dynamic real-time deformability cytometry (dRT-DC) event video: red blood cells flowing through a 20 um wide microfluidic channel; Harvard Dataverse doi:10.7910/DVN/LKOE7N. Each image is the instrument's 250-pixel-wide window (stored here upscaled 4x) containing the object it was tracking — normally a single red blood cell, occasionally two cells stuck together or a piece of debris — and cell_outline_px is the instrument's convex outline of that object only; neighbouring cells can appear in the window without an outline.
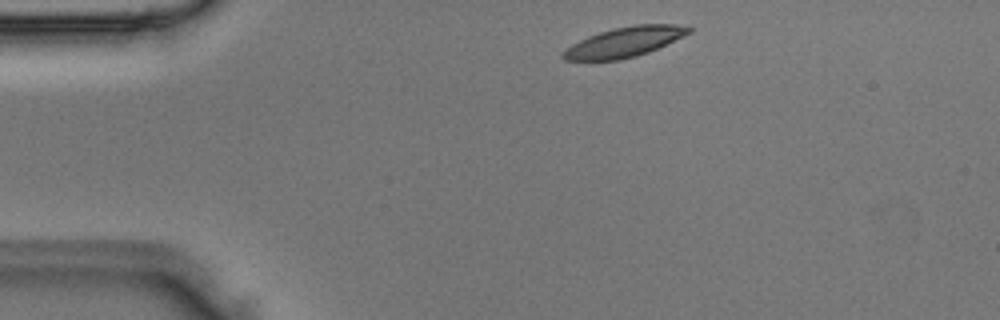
{"species": "Egyptian fruit bat (a non-hibernating species)", "species_latin": "Rousettus aegyptiacus", "temperature_condition": "room temperature", "stored_images_in_passage": 6, "camera_frame_rate_fps": 3000, "um_per_image_px": 0.085, "animal": {"sex": "male"}, "frame": {"image": 1, "passage_image": 1, "time_ms": 0.0, "image_size_px": [1000, 320], "cell_outline_px": [[692, 32], [648, 52], [636, 56], [620, 60], [564, 60], [560, 56], [560, 52], [572, 44], [588, 36], [612, 28], [636, 24], [676, 24], [692, 28]], "centroid_in_image_um": [53.05, 3.57], "position_along_channel_um": 32.0, "area_um2": 21.91}}
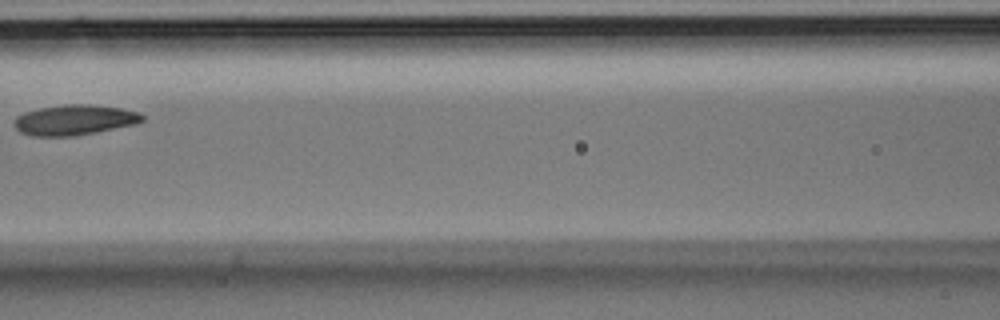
{"frame": {"image": 2, "passage_image": 4, "time_ms": 1.0, "image_size_px": [1000, 320], "cell_outline_px": [[144, 120], [136, 124], [96, 132], [72, 136], [32, 136], [20, 132], [12, 124], [16, 116], [24, 112], [40, 108], [64, 104], [88, 104], [120, 108], [140, 112], [144, 116]], "centroid_in_image_um": [6.32, 10.19], "position_along_channel_um": 160.3, "area_um2": 22.72}}
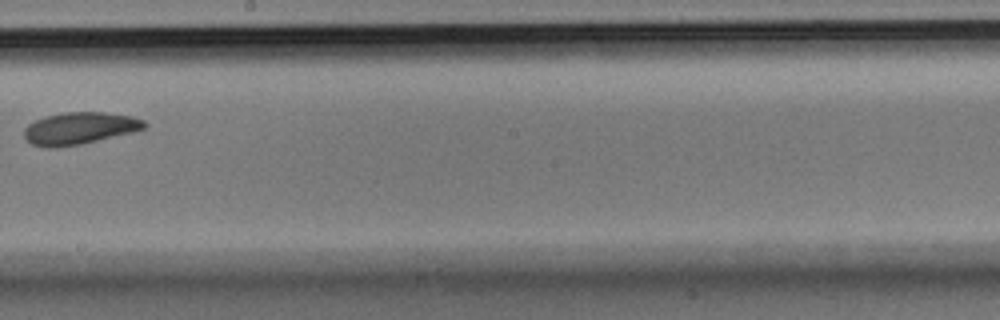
{"frame": {"image": 3, "passage_image": 6, "time_ms": 1.667, "image_size_px": [1000, 320], "cell_outline_px": [[148, 124], [144, 128], [132, 132], [80, 144], [56, 148], [48, 148], [32, 144], [24, 140], [24, 128], [28, 124], [44, 116], [64, 112], [104, 112], [132, 116], [144, 120]], "centroid_in_image_um": [6.72, 10.9], "position_along_channel_um": 241.5, "area_um2": 22.54}}